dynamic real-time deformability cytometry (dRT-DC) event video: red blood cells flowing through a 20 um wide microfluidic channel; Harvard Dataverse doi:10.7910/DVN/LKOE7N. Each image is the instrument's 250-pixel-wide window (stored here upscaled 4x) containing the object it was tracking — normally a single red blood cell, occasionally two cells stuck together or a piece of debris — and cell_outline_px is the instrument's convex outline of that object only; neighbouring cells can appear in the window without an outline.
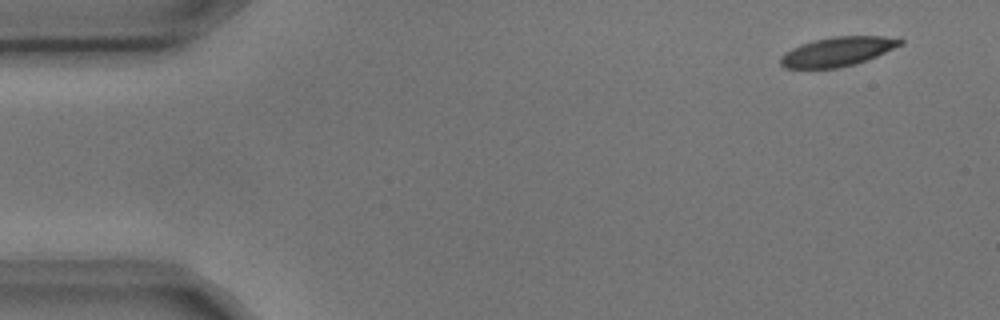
{"species": "common noctule bat (a hibernating species)", "species_latin": "Nyctalus noctula", "temperature_condition": "cold", "stored_images_in_passage": 3, "camera_frame_rate_fps": 3000, "um_per_image_px": 0.085, "animal": {"sex": "male", "body_mass_g": 17.9, "forearm_length_mm": 54.2}, "frame": {"image": 1, "passage_image": 1, "time_ms": 0.0, "image_size_px": [1000, 320], "cell_outline_px": [[904, 44], [868, 60], [856, 64], [836, 68], [784, 68], [780, 64], [780, 56], [792, 48], [800, 44], [832, 36], [884, 36], [904, 40]], "centroid_in_image_um": [71.21, 4.38], "position_along_channel_um": 13.8, "area_um2": 20.46}}